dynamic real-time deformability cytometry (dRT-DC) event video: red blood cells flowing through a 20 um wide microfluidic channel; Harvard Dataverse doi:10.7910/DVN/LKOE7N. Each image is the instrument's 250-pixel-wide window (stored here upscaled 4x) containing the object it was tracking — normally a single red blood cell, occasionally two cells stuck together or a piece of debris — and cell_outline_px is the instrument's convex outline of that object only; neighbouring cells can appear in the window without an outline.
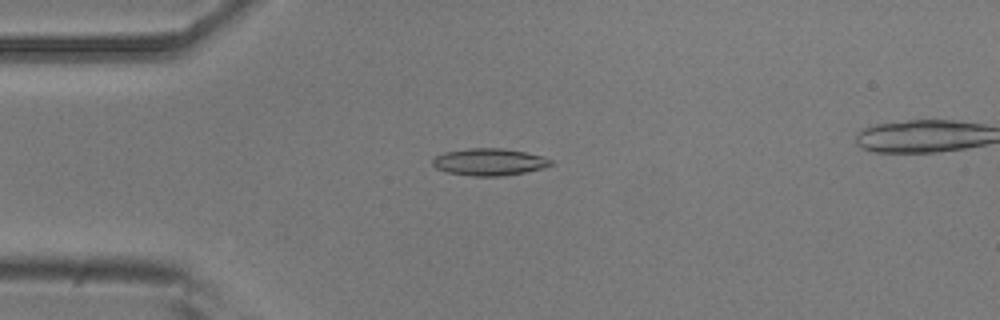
{"species": "common noctule bat (a hibernating species)", "species_latin": "Nyctalus noctula", "temperature_condition": "room temperature", "stored_images_in_passage": 5, "camera_frame_rate_fps": 3000, "um_per_image_px": 0.085, "animal": {"sex": "male", "body_mass_g": 20.5, "forearm_length_mm": 52.5}, "frame": {"image": 1, "passage_image": 3, "time_ms": 0.667, "image_size_px": [1000, 320], "cell_outline_px": [[552, 164], [544, 168], [504, 176], [472, 176], [448, 172], [436, 168], [432, 164], [432, 160], [436, 156], [444, 152], [468, 148], [500, 148], [524, 152], [544, 156], [552, 160]], "centroid_in_image_um": [41.59, 13.76], "position_along_channel_um": 43.4, "area_um2": 18.61}}
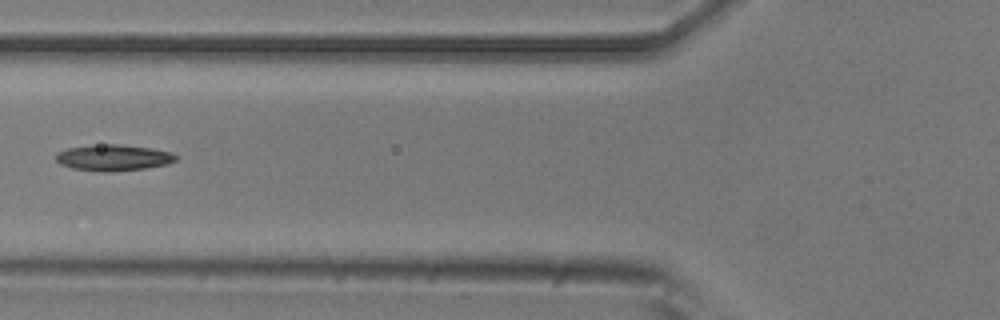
{"frame": {"image": 2, "passage_image": 5, "time_ms": 1.333, "image_size_px": [1000, 320], "cell_outline_px": [[176, 160], [164, 164], [144, 168], [112, 172], [104, 172], [72, 168], [60, 164], [56, 160], [56, 152], [68, 148], [92, 144], [116, 144], [152, 148], [172, 152], [176, 156]], "centroid_in_image_um": [9.59, 13.39], "position_along_channel_um": 116.2, "area_um2": 18.26}}